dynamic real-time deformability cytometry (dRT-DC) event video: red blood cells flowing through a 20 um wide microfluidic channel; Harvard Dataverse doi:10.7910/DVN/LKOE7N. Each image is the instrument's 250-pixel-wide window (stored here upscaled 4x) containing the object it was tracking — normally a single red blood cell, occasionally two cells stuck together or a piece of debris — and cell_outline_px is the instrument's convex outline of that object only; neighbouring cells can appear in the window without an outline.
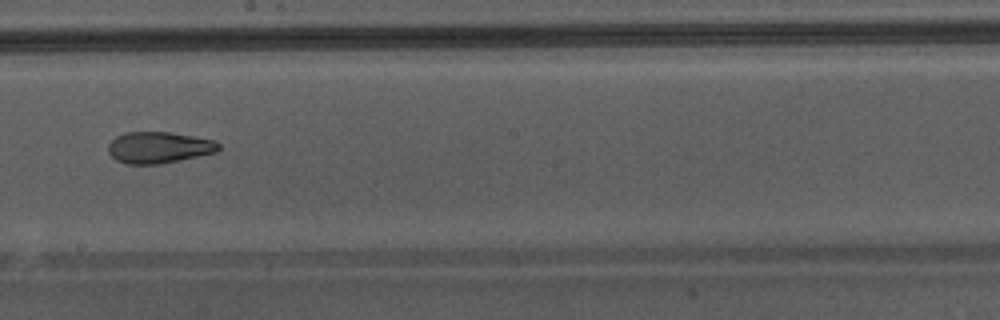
{"species": "Egyptian fruit bat (a non-hibernating species)", "species_latin": "Rousettus aegyptiacus", "temperature_condition": "warm", "stored_images_in_passage": 46, "camera_frame_rate_fps": 3000, "um_per_image_px": 0.085, "animal": {"sex": "male"}, "frame": {"image": 1, "passage_image": 27, "time_ms": 8.667, "image_size_px": [1000, 320], "cell_outline_px": [[220, 148], [216, 152], [160, 164], [128, 164], [116, 160], [108, 152], [108, 144], [116, 136], [124, 132], [172, 132], [212, 140], [220, 144]], "centroid_in_image_um": [13.47, 12.53], "position_along_channel_um": 234.7, "area_um2": 20.11}, "authors_computed_cell_mechanics": {"area_um2": 23.2934, "velocity_mm_per_s": 4.3795, "shape_relaxation_time_tau1_ms": null, "shape_relaxation_time_tau2_ms": 2.0525, "deformation_change_tau1": null, "deformation_change_tau2": 0.0884}}